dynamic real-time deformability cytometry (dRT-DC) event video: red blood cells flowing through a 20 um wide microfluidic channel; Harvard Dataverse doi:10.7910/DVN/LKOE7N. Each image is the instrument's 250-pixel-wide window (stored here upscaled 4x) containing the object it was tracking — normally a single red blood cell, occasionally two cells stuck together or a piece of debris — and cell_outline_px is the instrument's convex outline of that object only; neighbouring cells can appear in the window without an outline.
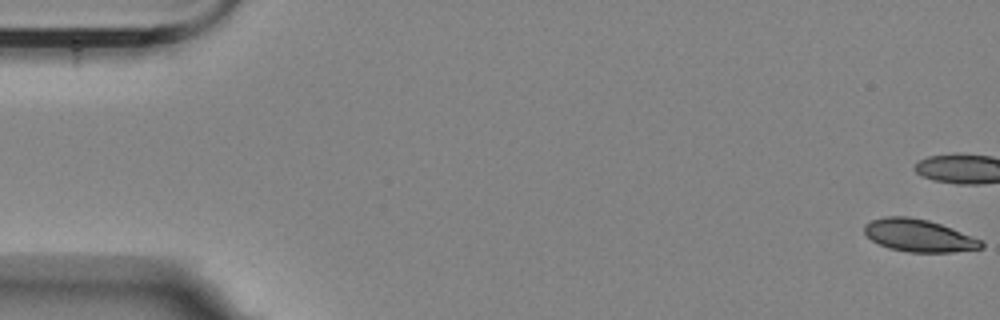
{"species": "Egyptian fruit bat (a non-hibernating species)", "species_latin": "Rousettus aegyptiacus", "temperature_condition": "room temperature", "stored_images_in_passage": 57, "camera_frame_rate_fps": 3000, "um_per_image_px": 0.085, "animal": {"sex": "female"}, "frame": {"image": 1, "passage_image": 1, "time_ms": 0.0, "image_size_px": [1000, 320], "cell_outline_px": [[984, 248], [952, 252], [908, 252], [888, 248], [872, 240], [864, 232], [864, 224], [872, 220], [884, 216], [908, 216], [928, 220], [940, 224], [980, 240], [984, 244]], "centroid_in_image_um": [78.06, 20.02], "position_along_channel_um": 6.9, "area_um2": 21.91}}
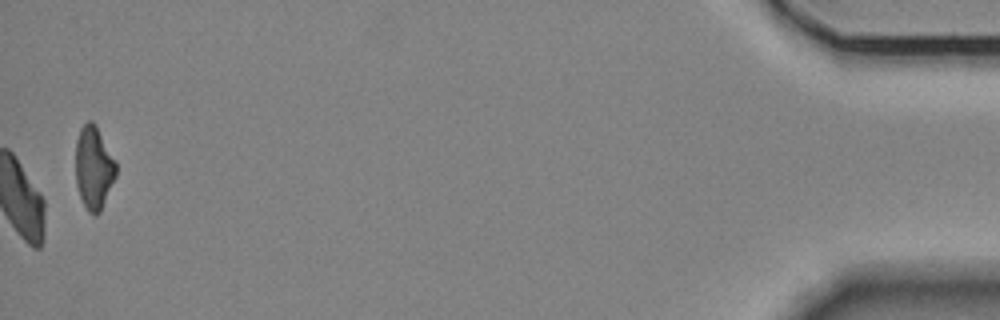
{"frame": {"image": 2, "passage_image": 57, "time_ms": 18.667, "image_size_px": [1000, 320], "cell_outline_px": [[116, 176], [100, 212], [96, 216], [88, 212], [80, 196], [76, 184], [76, 140], [80, 128], [88, 120], [92, 120], [96, 124], [116, 160]], "centroid_in_image_um": [7.97, 14.23], "position_along_channel_um": 427.2, "area_um2": 19.71}, "authors_computed_cell_mechanics": {"area_um2": 24.0448, "velocity_mm_per_s": 3.5628, "shape_relaxation_time_tau1_ms": 4.8732, "shape_relaxation_time_tau2_ms": 3.0754, "deformation_change_tau1": 0.1381, "deformation_change_tau2": 0.0903}}